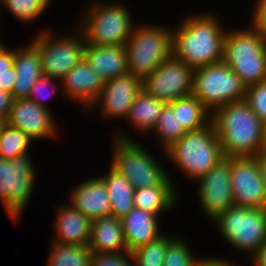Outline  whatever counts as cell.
I'll return each instance as SVG.
<instances>
[{
	"label": "cell",
	"mask_w": 266,
	"mask_h": 266,
	"mask_svg": "<svg viewBox=\"0 0 266 266\" xmlns=\"http://www.w3.org/2000/svg\"><path fill=\"white\" fill-rule=\"evenodd\" d=\"M211 122L224 157H259L264 150L266 124L245 100L218 107Z\"/></svg>",
	"instance_id": "1"
},
{
	"label": "cell",
	"mask_w": 266,
	"mask_h": 266,
	"mask_svg": "<svg viewBox=\"0 0 266 266\" xmlns=\"http://www.w3.org/2000/svg\"><path fill=\"white\" fill-rule=\"evenodd\" d=\"M225 33L216 16L190 15L172 32V56L193 70L222 61Z\"/></svg>",
	"instance_id": "2"
},
{
	"label": "cell",
	"mask_w": 266,
	"mask_h": 266,
	"mask_svg": "<svg viewBox=\"0 0 266 266\" xmlns=\"http://www.w3.org/2000/svg\"><path fill=\"white\" fill-rule=\"evenodd\" d=\"M222 61L246 87L266 80V34L253 22L249 30L226 32Z\"/></svg>",
	"instance_id": "3"
},
{
	"label": "cell",
	"mask_w": 266,
	"mask_h": 266,
	"mask_svg": "<svg viewBox=\"0 0 266 266\" xmlns=\"http://www.w3.org/2000/svg\"><path fill=\"white\" fill-rule=\"evenodd\" d=\"M164 151L181 172L194 180L225 158L212 122L202 129L186 132Z\"/></svg>",
	"instance_id": "4"
},
{
	"label": "cell",
	"mask_w": 266,
	"mask_h": 266,
	"mask_svg": "<svg viewBox=\"0 0 266 266\" xmlns=\"http://www.w3.org/2000/svg\"><path fill=\"white\" fill-rule=\"evenodd\" d=\"M157 25H140L125 43L128 72L142 81L172 56V31Z\"/></svg>",
	"instance_id": "5"
},
{
	"label": "cell",
	"mask_w": 266,
	"mask_h": 266,
	"mask_svg": "<svg viewBox=\"0 0 266 266\" xmlns=\"http://www.w3.org/2000/svg\"><path fill=\"white\" fill-rule=\"evenodd\" d=\"M118 134L115 139L111 168L124 176L132 186L147 188L156 185H174L170 176L147 150L134 139Z\"/></svg>",
	"instance_id": "6"
},
{
	"label": "cell",
	"mask_w": 266,
	"mask_h": 266,
	"mask_svg": "<svg viewBox=\"0 0 266 266\" xmlns=\"http://www.w3.org/2000/svg\"><path fill=\"white\" fill-rule=\"evenodd\" d=\"M79 25L86 45L119 46L128 41L133 27L129 9L110 2L88 7Z\"/></svg>",
	"instance_id": "7"
},
{
	"label": "cell",
	"mask_w": 266,
	"mask_h": 266,
	"mask_svg": "<svg viewBox=\"0 0 266 266\" xmlns=\"http://www.w3.org/2000/svg\"><path fill=\"white\" fill-rule=\"evenodd\" d=\"M246 88L223 61L193 70L192 95L211 113L220 106L245 100Z\"/></svg>",
	"instance_id": "8"
},
{
	"label": "cell",
	"mask_w": 266,
	"mask_h": 266,
	"mask_svg": "<svg viewBox=\"0 0 266 266\" xmlns=\"http://www.w3.org/2000/svg\"><path fill=\"white\" fill-rule=\"evenodd\" d=\"M213 222L226 242L252 257L266 241V208L232 206Z\"/></svg>",
	"instance_id": "9"
},
{
	"label": "cell",
	"mask_w": 266,
	"mask_h": 266,
	"mask_svg": "<svg viewBox=\"0 0 266 266\" xmlns=\"http://www.w3.org/2000/svg\"><path fill=\"white\" fill-rule=\"evenodd\" d=\"M48 30L41 31L34 37L32 43L38 48L42 73L45 76L61 80L77 63L84 58L86 46L81 29L77 36H53Z\"/></svg>",
	"instance_id": "10"
},
{
	"label": "cell",
	"mask_w": 266,
	"mask_h": 266,
	"mask_svg": "<svg viewBox=\"0 0 266 266\" xmlns=\"http://www.w3.org/2000/svg\"><path fill=\"white\" fill-rule=\"evenodd\" d=\"M29 154L11 160L0 158V199L15 221L27 206L35 185L36 172Z\"/></svg>",
	"instance_id": "11"
},
{
	"label": "cell",
	"mask_w": 266,
	"mask_h": 266,
	"mask_svg": "<svg viewBox=\"0 0 266 266\" xmlns=\"http://www.w3.org/2000/svg\"><path fill=\"white\" fill-rule=\"evenodd\" d=\"M234 206L266 208V177L259 157H231Z\"/></svg>",
	"instance_id": "12"
},
{
	"label": "cell",
	"mask_w": 266,
	"mask_h": 266,
	"mask_svg": "<svg viewBox=\"0 0 266 266\" xmlns=\"http://www.w3.org/2000/svg\"><path fill=\"white\" fill-rule=\"evenodd\" d=\"M193 69L171 56L142 81L143 90L164 103L192 94Z\"/></svg>",
	"instance_id": "13"
},
{
	"label": "cell",
	"mask_w": 266,
	"mask_h": 266,
	"mask_svg": "<svg viewBox=\"0 0 266 266\" xmlns=\"http://www.w3.org/2000/svg\"><path fill=\"white\" fill-rule=\"evenodd\" d=\"M230 170L231 158L225 157L198 179L199 204L211 221L234 206Z\"/></svg>",
	"instance_id": "14"
},
{
	"label": "cell",
	"mask_w": 266,
	"mask_h": 266,
	"mask_svg": "<svg viewBox=\"0 0 266 266\" xmlns=\"http://www.w3.org/2000/svg\"><path fill=\"white\" fill-rule=\"evenodd\" d=\"M50 108L39 106L28 98L13 101L5 123L23 131L31 140L56 135L55 122Z\"/></svg>",
	"instance_id": "15"
},
{
	"label": "cell",
	"mask_w": 266,
	"mask_h": 266,
	"mask_svg": "<svg viewBox=\"0 0 266 266\" xmlns=\"http://www.w3.org/2000/svg\"><path fill=\"white\" fill-rule=\"evenodd\" d=\"M142 89V80L131 73L106 80L93 106L100 104L105 117L127 118L135 98Z\"/></svg>",
	"instance_id": "16"
},
{
	"label": "cell",
	"mask_w": 266,
	"mask_h": 266,
	"mask_svg": "<svg viewBox=\"0 0 266 266\" xmlns=\"http://www.w3.org/2000/svg\"><path fill=\"white\" fill-rule=\"evenodd\" d=\"M61 83L62 92L67 93L65 97L91 109L104 88L105 80L92 71L83 58L61 79Z\"/></svg>",
	"instance_id": "17"
},
{
	"label": "cell",
	"mask_w": 266,
	"mask_h": 266,
	"mask_svg": "<svg viewBox=\"0 0 266 266\" xmlns=\"http://www.w3.org/2000/svg\"><path fill=\"white\" fill-rule=\"evenodd\" d=\"M71 192L70 205L90 220L110 215V198L100 177L80 183Z\"/></svg>",
	"instance_id": "18"
},
{
	"label": "cell",
	"mask_w": 266,
	"mask_h": 266,
	"mask_svg": "<svg viewBox=\"0 0 266 266\" xmlns=\"http://www.w3.org/2000/svg\"><path fill=\"white\" fill-rule=\"evenodd\" d=\"M84 59L92 71L105 81L129 73L125 45H86Z\"/></svg>",
	"instance_id": "19"
},
{
	"label": "cell",
	"mask_w": 266,
	"mask_h": 266,
	"mask_svg": "<svg viewBox=\"0 0 266 266\" xmlns=\"http://www.w3.org/2000/svg\"><path fill=\"white\" fill-rule=\"evenodd\" d=\"M158 218L159 215L157 214L133 207L121 219L124 239L129 253L162 235L158 231Z\"/></svg>",
	"instance_id": "20"
},
{
	"label": "cell",
	"mask_w": 266,
	"mask_h": 266,
	"mask_svg": "<svg viewBox=\"0 0 266 266\" xmlns=\"http://www.w3.org/2000/svg\"><path fill=\"white\" fill-rule=\"evenodd\" d=\"M88 247L92 253H129L121 219L108 215L92 220Z\"/></svg>",
	"instance_id": "21"
},
{
	"label": "cell",
	"mask_w": 266,
	"mask_h": 266,
	"mask_svg": "<svg viewBox=\"0 0 266 266\" xmlns=\"http://www.w3.org/2000/svg\"><path fill=\"white\" fill-rule=\"evenodd\" d=\"M91 223L72 205L58 207L55 229L57 236L53 242L59 244L88 245L91 235Z\"/></svg>",
	"instance_id": "22"
},
{
	"label": "cell",
	"mask_w": 266,
	"mask_h": 266,
	"mask_svg": "<svg viewBox=\"0 0 266 266\" xmlns=\"http://www.w3.org/2000/svg\"><path fill=\"white\" fill-rule=\"evenodd\" d=\"M14 67L16 81L12 89V96L14 100L28 98L31 87L43 75L38 48L31 42L27 47L17 48Z\"/></svg>",
	"instance_id": "23"
},
{
	"label": "cell",
	"mask_w": 266,
	"mask_h": 266,
	"mask_svg": "<svg viewBox=\"0 0 266 266\" xmlns=\"http://www.w3.org/2000/svg\"><path fill=\"white\" fill-rule=\"evenodd\" d=\"M107 189L111 202L110 215L122 219L134 207V187L122 175L110 167L108 174L99 176Z\"/></svg>",
	"instance_id": "24"
},
{
	"label": "cell",
	"mask_w": 266,
	"mask_h": 266,
	"mask_svg": "<svg viewBox=\"0 0 266 266\" xmlns=\"http://www.w3.org/2000/svg\"><path fill=\"white\" fill-rule=\"evenodd\" d=\"M173 185H156L134 189V207L159 215L172 210L178 198Z\"/></svg>",
	"instance_id": "25"
},
{
	"label": "cell",
	"mask_w": 266,
	"mask_h": 266,
	"mask_svg": "<svg viewBox=\"0 0 266 266\" xmlns=\"http://www.w3.org/2000/svg\"><path fill=\"white\" fill-rule=\"evenodd\" d=\"M165 104L142 89L135 98L126 119L140 131H153Z\"/></svg>",
	"instance_id": "26"
},
{
	"label": "cell",
	"mask_w": 266,
	"mask_h": 266,
	"mask_svg": "<svg viewBox=\"0 0 266 266\" xmlns=\"http://www.w3.org/2000/svg\"><path fill=\"white\" fill-rule=\"evenodd\" d=\"M168 104L186 132L202 129L211 122V112L192 94Z\"/></svg>",
	"instance_id": "27"
},
{
	"label": "cell",
	"mask_w": 266,
	"mask_h": 266,
	"mask_svg": "<svg viewBox=\"0 0 266 266\" xmlns=\"http://www.w3.org/2000/svg\"><path fill=\"white\" fill-rule=\"evenodd\" d=\"M48 266H91L92 252L88 245L53 242Z\"/></svg>",
	"instance_id": "28"
},
{
	"label": "cell",
	"mask_w": 266,
	"mask_h": 266,
	"mask_svg": "<svg viewBox=\"0 0 266 266\" xmlns=\"http://www.w3.org/2000/svg\"><path fill=\"white\" fill-rule=\"evenodd\" d=\"M31 140L23 131L1 123L0 129V158L11 160L29 154Z\"/></svg>",
	"instance_id": "29"
},
{
	"label": "cell",
	"mask_w": 266,
	"mask_h": 266,
	"mask_svg": "<svg viewBox=\"0 0 266 266\" xmlns=\"http://www.w3.org/2000/svg\"><path fill=\"white\" fill-rule=\"evenodd\" d=\"M176 237L166 234L132 251L135 266H163L166 250Z\"/></svg>",
	"instance_id": "30"
},
{
	"label": "cell",
	"mask_w": 266,
	"mask_h": 266,
	"mask_svg": "<svg viewBox=\"0 0 266 266\" xmlns=\"http://www.w3.org/2000/svg\"><path fill=\"white\" fill-rule=\"evenodd\" d=\"M153 132L158 135L164 150L186 133L177 119V114H174L173 108L168 103L164 105Z\"/></svg>",
	"instance_id": "31"
},
{
	"label": "cell",
	"mask_w": 266,
	"mask_h": 266,
	"mask_svg": "<svg viewBox=\"0 0 266 266\" xmlns=\"http://www.w3.org/2000/svg\"><path fill=\"white\" fill-rule=\"evenodd\" d=\"M52 0H1L19 20L31 22L42 14ZM4 2V3H3Z\"/></svg>",
	"instance_id": "32"
},
{
	"label": "cell",
	"mask_w": 266,
	"mask_h": 266,
	"mask_svg": "<svg viewBox=\"0 0 266 266\" xmlns=\"http://www.w3.org/2000/svg\"><path fill=\"white\" fill-rule=\"evenodd\" d=\"M200 258H196L187 243L177 237L169 244L163 266H195Z\"/></svg>",
	"instance_id": "33"
},
{
	"label": "cell",
	"mask_w": 266,
	"mask_h": 266,
	"mask_svg": "<svg viewBox=\"0 0 266 266\" xmlns=\"http://www.w3.org/2000/svg\"><path fill=\"white\" fill-rule=\"evenodd\" d=\"M245 101L266 124V80L247 87Z\"/></svg>",
	"instance_id": "34"
},
{
	"label": "cell",
	"mask_w": 266,
	"mask_h": 266,
	"mask_svg": "<svg viewBox=\"0 0 266 266\" xmlns=\"http://www.w3.org/2000/svg\"><path fill=\"white\" fill-rule=\"evenodd\" d=\"M91 266H135V262L132 253H92Z\"/></svg>",
	"instance_id": "35"
},
{
	"label": "cell",
	"mask_w": 266,
	"mask_h": 266,
	"mask_svg": "<svg viewBox=\"0 0 266 266\" xmlns=\"http://www.w3.org/2000/svg\"><path fill=\"white\" fill-rule=\"evenodd\" d=\"M52 80L55 81L56 78L50 77V76H45V75L40 76L38 78V80L31 87V91H30V95L28 96V99L37 103L39 106L48 108L47 104H44V103H46V102H44L45 101L44 98H46V96L43 95L44 94L43 90H46L47 87H50L53 84ZM51 91H52V93H50V92L48 93L50 96L56 92V87H52ZM50 96H49V98H50Z\"/></svg>",
	"instance_id": "36"
},
{
	"label": "cell",
	"mask_w": 266,
	"mask_h": 266,
	"mask_svg": "<svg viewBox=\"0 0 266 266\" xmlns=\"http://www.w3.org/2000/svg\"><path fill=\"white\" fill-rule=\"evenodd\" d=\"M252 22L266 34V0H259L252 10Z\"/></svg>",
	"instance_id": "37"
},
{
	"label": "cell",
	"mask_w": 266,
	"mask_h": 266,
	"mask_svg": "<svg viewBox=\"0 0 266 266\" xmlns=\"http://www.w3.org/2000/svg\"><path fill=\"white\" fill-rule=\"evenodd\" d=\"M15 50L7 49L3 44L0 46V74L12 73L14 66Z\"/></svg>",
	"instance_id": "38"
},
{
	"label": "cell",
	"mask_w": 266,
	"mask_h": 266,
	"mask_svg": "<svg viewBox=\"0 0 266 266\" xmlns=\"http://www.w3.org/2000/svg\"><path fill=\"white\" fill-rule=\"evenodd\" d=\"M14 98L11 93L0 89V122H5L12 107Z\"/></svg>",
	"instance_id": "39"
},
{
	"label": "cell",
	"mask_w": 266,
	"mask_h": 266,
	"mask_svg": "<svg viewBox=\"0 0 266 266\" xmlns=\"http://www.w3.org/2000/svg\"><path fill=\"white\" fill-rule=\"evenodd\" d=\"M16 81V69L12 67V73L0 74V89L12 94V89Z\"/></svg>",
	"instance_id": "40"
},
{
	"label": "cell",
	"mask_w": 266,
	"mask_h": 266,
	"mask_svg": "<svg viewBox=\"0 0 266 266\" xmlns=\"http://www.w3.org/2000/svg\"><path fill=\"white\" fill-rule=\"evenodd\" d=\"M232 263L226 262L225 260H220L218 258H200L195 266H234Z\"/></svg>",
	"instance_id": "41"
},
{
	"label": "cell",
	"mask_w": 266,
	"mask_h": 266,
	"mask_svg": "<svg viewBox=\"0 0 266 266\" xmlns=\"http://www.w3.org/2000/svg\"><path fill=\"white\" fill-rule=\"evenodd\" d=\"M252 261L254 266H266V241L252 257Z\"/></svg>",
	"instance_id": "42"
},
{
	"label": "cell",
	"mask_w": 266,
	"mask_h": 266,
	"mask_svg": "<svg viewBox=\"0 0 266 266\" xmlns=\"http://www.w3.org/2000/svg\"><path fill=\"white\" fill-rule=\"evenodd\" d=\"M259 158L261 160V163H262V166H263V169H264V172H265V177H266V151L265 150H263L260 153Z\"/></svg>",
	"instance_id": "43"
},
{
	"label": "cell",
	"mask_w": 266,
	"mask_h": 266,
	"mask_svg": "<svg viewBox=\"0 0 266 266\" xmlns=\"http://www.w3.org/2000/svg\"><path fill=\"white\" fill-rule=\"evenodd\" d=\"M264 150L266 151V130H265V144H264Z\"/></svg>",
	"instance_id": "44"
}]
</instances>
